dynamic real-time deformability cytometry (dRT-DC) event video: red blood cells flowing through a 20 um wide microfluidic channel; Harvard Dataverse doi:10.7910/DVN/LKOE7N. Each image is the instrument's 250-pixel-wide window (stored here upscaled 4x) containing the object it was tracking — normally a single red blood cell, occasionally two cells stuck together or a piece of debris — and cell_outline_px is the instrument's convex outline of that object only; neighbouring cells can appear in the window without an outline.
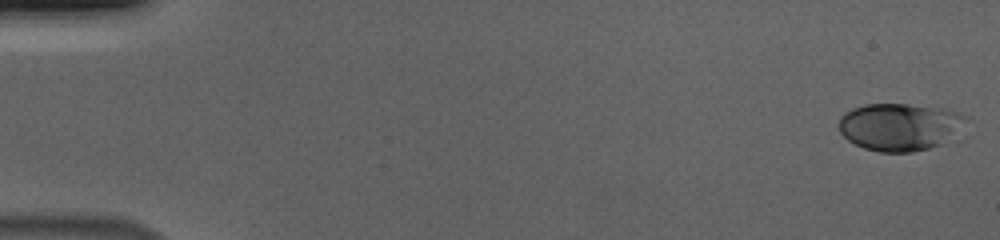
{"species": "human", "species_latin": "Homo sapiens", "temperature_condition": "cold", "stored_images_in_passage": 56, "camera_frame_rate_fps": 3000, "um_per_image_px": 0.085, "donor": {"sex": "male"}, "frame": {"image": 1, "passage_image": 1, "time_ms": 0.0, "image_size_px": [1000, 240], "cell_outline_px": [[972, 120], [964, 140], [912, 152], [880, 152], [864, 148], [848, 140], [840, 132], [840, 116], [844, 112], [852, 108], [864, 104], [908, 104], [944, 108], [960, 112], [968, 116]], "centroid_in_image_um": [76.74, 10.79], "position_along_channel_um": 8.3, "area_um2": 37.17}}
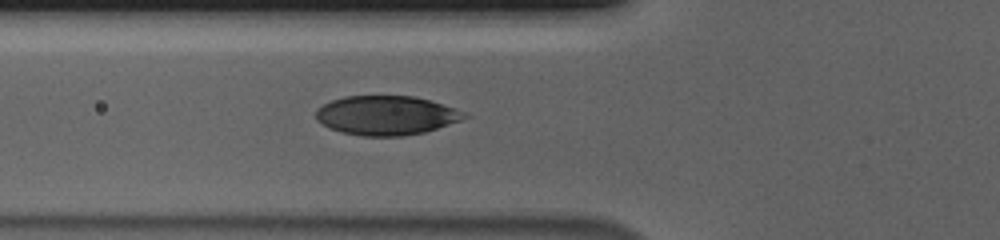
{"frame": {"image": 2, "passage_image": 21, "time_ms": 6.667, "image_size_px": [1000, 240], "cell_outline_px": [[472, 116], [424, 132], [400, 136], [360, 136], [328, 128], [316, 120], [316, 108], [332, 100], [344, 96], [412, 96], [428, 100], [456, 108]], "centroid_in_image_um": [32.81, 9.8], "position_along_channel_um": 93.0, "area_um2": 33.81}}
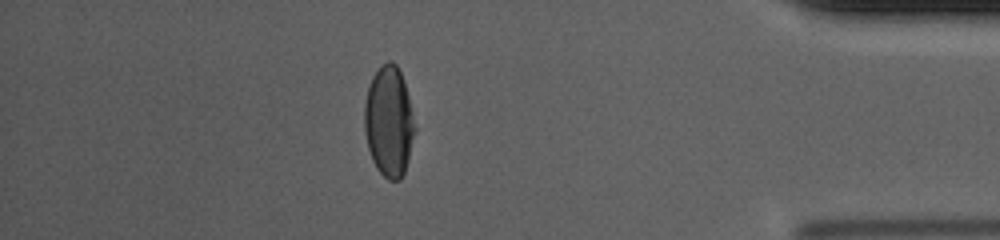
{"frame": {"image": 3, "passage_image": 49, "time_ms": 16.0, "image_size_px": [1000, 240], "cell_outline_px": [[416, 128], [408, 160], [404, 172], [400, 180], [388, 180], [376, 168], [372, 160], [368, 148], [364, 132], [364, 104], [368, 88], [372, 76], [380, 64], [388, 60], [392, 60], [396, 64], [404, 80]], "centroid_in_image_um": [33.05, 10.31], "position_along_channel_um": 402.2, "area_um2": 32.66}, "authors_computed_cell_mechanics": {"area_um2": 34.1887, "velocity_mm_per_s": 3.7011, "shape_relaxation_time_tau1_ms": 4.3178, "shape_relaxation_time_tau2_ms": null, "deformation_change_tau1": 0.1589, "deformation_change_tau2": null}}